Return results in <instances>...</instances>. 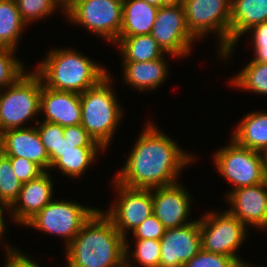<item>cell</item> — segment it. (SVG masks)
Instances as JSON below:
<instances>
[{
  "label": "cell",
  "instance_id": "e0dca14e",
  "mask_svg": "<svg viewBox=\"0 0 267 267\" xmlns=\"http://www.w3.org/2000/svg\"><path fill=\"white\" fill-rule=\"evenodd\" d=\"M49 171H45L38 178L22 185L17 199L9 207V217L16 224L23 225L36 213L40 212L54 198V183Z\"/></svg>",
  "mask_w": 267,
  "mask_h": 267
},
{
  "label": "cell",
  "instance_id": "f35d334b",
  "mask_svg": "<svg viewBox=\"0 0 267 267\" xmlns=\"http://www.w3.org/2000/svg\"><path fill=\"white\" fill-rule=\"evenodd\" d=\"M4 211L9 212V208L7 206L0 205V241H1L0 243L1 244H3L2 243L3 239H1V238L3 237L4 233L6 232L5 228L7 227L6 223H5L6 221H5V218H4L5 216L3 215Z\"/></svg>",
  "mask_w": 267,
  "mask_h": 267
},
{
  "label": "cell",
  "instance_id": "4fadbf2b",
  "mask_svg": "<svg viewBox=\"0 0 267 267\" xmlns=\"http://www.w3.org/2000/svg\"><path fill=\"white\" fill-rule=\"evenodd\" d=\"M201 249L200 218L182 227L166 229L160 239L159 267H183Z\"/></svg>",
  "mask_w": 267,
  "mask_h": 267
},
{
  "label": "cell",
  "instance_id": "60d3db41",
  "mask_svg": "<svg viewBox=\"0 0 267 267\" xmlns=\"http://www.w3.org/2000/svg\"><path fill=\"white\" fill-rule=\"evenodd\" d=\"M62 10L61 12H64L75 2V0H54Z\"/></svg>",
  "mask_w": 267,
  "mask_h": 267
},
{
  "label": "cell",
  "instance_id": "1f68e13d",
  "mask_svg": "<svg viewBox=\"0 0 267 267\" xmlns=\"http://www.w3.org/2000/svg\"><path fill=\"white\" fill-rule=\"evenodd\" d=\"M234 258L222 254L210 253L201 249L183 267H241Z\"/></svg>",
  "mask_w": 267,
  "mask_h": 267
},
{
  "label": "cell",
  "instance_id": "7bdbcfd3",
  "mask_svg": "<svg viewBox=\"0 0 267 267\" xmlns=\"http://www.w3.org/2000/svg\"><path fill=\"white\" fill-rule=\"evenodd\" d=\"M241 267H257L256 265H251V264H245V265H242ZM262 267V266H261ZM266 267V266H265Z\"/></svg>",
  "mask_w": 267,
  "mask_h": 267
},
{
  "label": "cell",
  "instance_id": "83f0119b",
  "mask_svg": "<svg viewBox=\"0 0 267 267\" xmlns=\"http://www.w3.org/2000/svg\"><path fill=\"white\" fill-rule=\"evenodd\" d=\"M22 185L14 173L10 158L0 151V202L9 208L17 199Z\"/></svg>",
  "mask_w": 267,
  "mask_h": 267
},
{
  "label": "cell",
  "instance_id": "52a82bcc",
  "mask_svg": "<svg viewBox=\"0 0 267 267\" xmlns=\"http://www.w3.org/2000/svg\"><path fill=\"white\" fill-rule=\"evenodd\" d=\"M248 229L228 210L222 213L205 212V215L200 218L202 249L210 253L234 257L241 265L249 264L244 261V258L242 260L237 252L247 239Z\"/></svg>",
  "mask_w": 267,
  "mask_h": 267
},
{
  "label": "cell",
  "instance_id": "cb8c5ba5",
  "mask_svg": "<svg viewBox=\"0 0 267 267\" xmlns=\"http://www.w3.org/2000/svg\"><path fill=\"white\" fill-rule=\"evenodd\" d=\"M115 45L120 48L122 62H147L165 55L151 34L119 37Z\"/></svg>",
  "mask_w": 267,
  "mask_h": 267
},
{
  "label": "cell",
  "instance_id": "9c48e42d",
  "mask_svg": "<svg viewBox=\"0 0 267 267\" xmlns=\"http://www.w3.org/2000/svg\"><path fill=\"white\" fill-rule=\"evenodd\" d=\"M123 0H75L64 12L69 22L115 44L120 37Z\"/></svg>",
  "mask_w": 267,
  "mask_h": 267
},
{
  "label": "cell",
  "instance_id": "d4e9b609",
  "mask_svg": "<svg viewBox=\"0 0 267 267\" xmlns=\"http://www.w3.org/2000/svg\"><path fill=\"white\" fill-rule=\"evenodd\" d=\"M27 26L15 0H0V47L17 50L20 37Z\"/></svg>",
  "mask_w": 267,
  "mask_h": 267
},
{
  "label": "cell",
  "instance_id": "ab89813d",
  "mask_svg": "<svg viewBox=\"0 0 267 267\" xmlns=\"http://www.w3.org/2000/svg\"><path fill=\"white\" fill-rule=\"evenodd\" d=\"M143 1L149 3L150 5H153V6L159 8V7H163V6L169 5V4L173 3L176 0H143Z\"/></svg>",
  "mask_w": 267,
  "mask_h": 267
},
{
  "label": "cell",
  "instance_id": "ac0fdd59",
  "mask_svg": "<svg viewBox=\"0 0 267 267\" xmlns=\"http://www.w3.org/2000/svg\"><path fill=\"white\" fill-rule=\"evenodd\" d=\"M0 151L6 156L26 158L44 171H50V159L36 127L12 128L0 133Z\"/></svg>",
  "mask_w": 267,
  "mask_h": 267
},
{
  "label": "cell",
  "instance_id": "6da1fadb",
  "mask_svg": "<svg viewBox=\"0 0 267 267\" xmlns=\"http://www.w3.org/2000/svg\"><path fill=\"white\" fill-rule=\"evenodd\" d=\"M126 164L113 179L119 184L136 189H154L178 182L181 171L195 155L178 146L151 121L143 127ZM175 141V142H174Z\"/></svg>",
  "mask_w": 267,
  "mask_h": 267
},
{
  "label": "cell",
  "instance_id": "484cf974",
  "mask_svg": "<svg viewBox=\"0 0 267 267\" xmlns=\"http://www.w3.org/2000/svg\"><path fill=\"white\" fill-rule=\"evenodd\" d=\"M234 88L267 95V64L250 61L229 82Z\"/></svg>",
  "mask_w": 267,
  "mask_h": 267
},
{
  "label": "cell",
  "instance_id": "603a6c76",
  "mask_svg": "<svg viewBox=\"0 0 267 267\" xmlns=\"http://www.w3.org/2000/svg\"><path fill=\"white\" fill-rule=\"evenodd\" d=\"M231 139L238 145L262 152L267 148V112L247 113L233 130Z\"/></svg>",
  "mask_w": 267,
  "mask_h": 267
},
{
  "label": "cell",
  "instance_id": "b9f144b4",
  "mask_svg": "<svg viewBox=\"0 0 267 267\" xmlns=\"http://www.w3.org/2000/svg\"><path fill=\"white\" fill-rule=\"evenodd\" d=\"M262 155H263L265 169H266V172H267V148L264 151H262Z\"/></svg>",
  "mask_w": 267,
  "mask_h": 267
},
{
  "label": "cell",
  "instance_id": "8d00e7d4",
  "mask_svg": "<svg viewBox=\"0 0 267 267\" xmlns=\"http://www.w3.org/2000/svg\"><path fill=\"white\" fill-rule=\"evenodd\" d=\"M250 32L252 35V45H267V21L251 27L246 31V34H250Z\"/></svg>",
  "mask_w": 267,
  "mask_h": 267
},
{
  "label": "cell",
  "instance_id": "5b68a950",
  "mask_svg": "<svg viewBox=\"0 0 267 267\" xmlns=\"http://www.w3.org/2000/svg\"><path fill=\"white\" fill-rule=\"evenodd\" d=\"M43 82L35 72L24 73L15 83L0 90V133L12 128H25L30 120L39 121L40 95ZM36 115V116H35Z\"/></svg>",
  "mask_w": 267,
  "mask_h": 267
},
{
  "label": "cell",
  "instance_id": "e575fe53",
  "mask_svg": "<svg viewBox=\"0 0 267 267\" xmlns=\"http://www.w3.org/2000/svg\"><path fill=\"white\" fill-rule=\"evenodd\" d=\"M4 252L6 260H4V267H40V265L35 262L31 257L26 255L24 252L19 249L11 247L10 244H5ZM32 259V260H31Z\"/></svg>",
  "mask_w": 267,
  "mask_h": 267
},
{
  "label": "cell",
  "instance_id": "277c9868",
  "mask_svg": "<svg viewBox=\"0 0 267 267\" xmlns=\"http://www.w3.org/2000/svg\"><path fill=\"white\" fill-rule=\"evenodd\" d=\"M111 77L109 73L98 85L80 94L81 125L105 150L113 141L124 114Z\"/></svg>",
  "mask_w": 267,
  "mask_h": 267
},
{
  "label": "cell",
  "instance_id": "4316f807",
  "mask_svg": "<svg viewBox=\"0 0 267 267\" xmlns=\"http://www.w3.org/2000/svg\"><path fill=\"white\" fill-rule=\"evenodd\" d=\"M135 249H131L127 239H125V266L136 267V265H130L131 260L137 262L139 267H159L161 252H160V240L154 239H135ZM132 257H131V256ZM141 265V266H140Z\"/></svg>",
  "mask_w": 267,
  "mask_h": 267
},
{
  "label": "cell",
  "instance_id": "74e56055",
  "mask_svg": "<svg viewBox=\"0 0 267 267\" xmlns=\"http://www.w3.org/2000/svg\"><path fill=\"white\" fill-rule=\"evenodd\" d=\"M254 47V57L252 61L267 64V45H252Z\"/></svg>",
  "mask_w": 267,
  "mask_h": 267
},
{
  "label": "cell",
  "instance_id": "f546056e",
  "mask_svg": "<svg viewBox=\"0 0 267 267\" xmlns=\"http://www.w3.org/2000/svg\"><path fill=\"white\" fill-rule=\"evenodd\" d=\"M24 22L29 26L53 14L59 5L54 0H15Z\"/></svg>",
  "mask_w": 267,
  "mask_h": 267
},
{
  "label": "cell",
  "instance_id": "d6986e66",
  "mask_svg": "<svg viewBox=\"0 0 267 267\" xmlns=\"http://www.w3.org/2000/svg\"><path fill=\"white\" fill-rule=\"evenodd\" d=\"M43 121L66 127L81 124L80 94L71 91H58L42 85L40 114Z\"/></svg>",
  "mask_w": 267,
  "mask_h": 267
},
{
  "label": "cell",
  "instance_id": "44dd1931",
  "mask_svg": "<svg viewBox=\"0 0 267 267\" xmlns=\"http://www.w3.org/2000/svg\"><path fill=\"white\" fill-rule=\"evenodd\" d=\"M166 54L152 61L147 62H122L124 72L123 83L138 91H152L162 86L168 78V66Z\"/></svg>",
  "mask_w": 267,
  "mask_h": 267
},
{
  "label": "cell",
  "instance_id": "5bb4252c",
  "mask_svg": "<svg viewBox=\"0 0 267 267\" xmlns=\"http://www.w3.org/2000/svg\"><path fill=\"white\" fill-rule=\"evenodd\" d=\"M229 209L246 227L267 230V179L226 193Z\"/></svg>",
  "mask_w": 267,
  "mask_h": 267
},
{
  "label": "cell",
  "instance_id": "30bf717a",
  "mask_svg": "<svg viewBox=\"0 0 267 267\" xmlns=\"http://www.w3.org/2000/svg\"><path fill=\"white\" fill-rule=\"evenodd\" d=\"M185 11L189 31L199 40L208 32L218 39V54L230 47L232 0H179Z\"/></svg>",
  "mask_w": 267,
  "mask_h": 267
},
{
  "label": "cell",
  "instance_id": "ba28073f",
  "mask_svg": "<svg viewBox=\"0 0 267 267\" xmlns=\"http://www.w3.org/2000/svg\"><path fill=\"white\" fill-rule=\"evenodd\" d=\"M57 200L49 202L23 226L63 238L66 248L98 208Z\"/></svg>",
  "mask_w": 267,
  "mask_h": 267
},
{
  "label": "cell",
  "instance_id": "7a4b0ae2",
  "mask_svg": "<svg viewBox=\"0 0 267 267\" xmlns=\"http://www.w3.org/2000/svg\"><path fill=\"white\" fill-rule=\"evenodd\" d=\"M65 249L67 267L125 266V238L101 208Z\"/></svg>",
  "mask_w": 267,
  "mask_h": 267
},
{
  "label": "cell",
  "instance_id": "7402d4cb",
  "mask_svg": "<svg viewBox=\"0 0 267 267\" xmlns=\"http://www.w3.org/2000/svg\"><path fill=\"white\" fill-rule=\"evenodd\" d=\"M158 10L143 0H123L120 37L149 35Z\"/></svg>",
  "mask_w": 267,
  "mask_h": 267
},
{
  "label": "cell",
  "instance_id": "4dcf8cb0",
  "mask_svg": "<svg viewBox=\"0 0 267 267\" xmlns=\"http://www.w3.org/2000/svg\"><path fill=\"white\" fill-rule=\"evenodd\" d=\"M35 126L40 136L41 142L47 154L59 153L61 137H64V127L56 123L38 121Z\"/></svg>",
  "mask_w": 267,
  "mask_h": 267
},
{
  "label": "cell",
  "instance_id": "d590c367",
  "mask_svg": "<svg viewBox=\"0 0 267 267\" xmlns=\"http://www.w3.org/2000/svg\"><path fill=\"white\" fill-rule=\"evenodd\" d=\"M63 134L72 142H96L81 124L64 127Z\"/></svg>",
  "mask_w": 267,
  "mask_h": 267
},
{
  "label": "cell",
  "instance_id": "f1b7e54d",
  "mask_svg": "<svg viewBox=\"0 0 267 267\" xmlns=\"http://www.w3.org/2000/svg\"><path fill=\"white\" fill-rule=\"evenodd\" d=\"M15 51L11 48L0 47V90L15 83L27 72L23 62L16 58Z\"/></svg>",
  "mask_w": 267,
  "mask_h": 267
},
{
  "label": "cell",
  "instance_id": "7c38bea8",
  "mask_svg": "<svg viewBox=\"0 0 267 267\" xmlns=\"http://www.w3.org/2000/svg\"><path fill=\"white\" fill-rule=\"evenodd\" d=\"M117 194L116 202L109 210L103 211L113 222L115 228L127 239V233L139 226L153 214L151 189L125 187L115 180L112 181ZM119 197V198H118Z\"/></svg>",
  "mask_w": 267,
  "mask_h": 267
},
{
  "label": "cell",
  "instance_id": "8992f818",
  "mask_svg": "<svg viewBox=\"0 0 267 267\" xmlns=\"http://www.w3.org/2000/svg\"><path fill=\"white\" fill-rule=\"evenodd\" d=\"M230 144L217 149L213 162L217 172L222 175L232 190L254 186L267 179L262 152L238 145L230 138Z\"/></svg>",
  "mask_w": 267,
  "mask_h": 267
},
{
  "label": "cell",
  "instance_id": "ffe728a7",
  "mask_svg": "<svg viewBox=\"0 0 267 267\" xmlns=\"http://www.w3.org/2000/svg\"><path fill=\"white\" fill-rule=\"evenodd\" d=\"M265 21H267V0H232L230 47L218 54L219 57L228 60L246 31Z\"/></svg>",
  "mask_w": 267,
  "mask_h": 267
},
{
  "label": "cell",
  "instance_id": "9a60e30c",
  "mask_svg": "<svg viewBox=\"0 0 267 267\" xmlns=\"http://www.w3.org/2000/svg\"><path fill=\"white\" fill-rule=\"evenodd\" d=\"M174 183L151 189L153 214L166 229L178 228L191 222L192 199L184 185Z\"/></svg>",
  "mask_w": 267,
  "mask_h": 267
},
{
  "label": "cell",
  "instance_id": "3957f363",
  "mask_svg": "<svg viewBox=\"0 0 267 267\" xmlns=\"http://www.w3.org/2000/svg\"><path fill=\"white\" fill-rule=\"evenodd\" d=\"M34 71L43 85L58 91L84 93L109 75L106 67L71 48H53Z\"/></svg>",
  "mask_w": 267,
  "mask_h": 267
},
{
  "label": "cell",
  "instance_id": "2e32d148",
  "mask_svg": "<svg viewBox=\"0 0 267 267\" xmlns=\"http://www.w3.org/2000/svg\"><path fill=\"white\" fill-rule=\"evenodd\" d=\"M102 151L105 149L97 142H72L67 136L61 137L59 153L49 156L50 170L58 168L61 175L77 179L85 174Z\"/></svg>",
  "mask_w": 267,
  "mask_h": 267
},
{
  "label": "cell",
  "instance_id": "8fae6325",
  "mask_svg": "<svg viewBox=\"0 0 267 267\" xmlns=\"http://www.w3.org/2000/svg\"><path fill=\"white\" fill-rule=\"evenodd\" d=\"M150 34L162 50L173 59L190 55L193 43L198 41L189 31L184 7L179 0L159 7Z\"/></svg>",
  "mask_w": 267,
  "mask_h": 267
},
{
  "label": "cell",
  "instance_id": "d6a6232c",
  "mask_svg": "<svg viewBox=\"0 0 267 267\" xmlns=\"http://www.w3.org/2000/svg\"><path fill=\"white\" fill-rule=\"evenodd\" d=\"M14 173L24 184L30 180L38 178L45 171L36 163L22 157L8 156Z\"/></svg>",
  "mask_w": 267,
  "mask_h": 267
},
{
  "label": "cell",
  "instance_id": "836d02e7",
  "mask_svg": "<svg viewBox=\"0 0 267 267\" xmlns=\"http://www.w3.org/2000/svg\"><path fill=\"white\" fill-rule=\"evenodd\" d=\"M166 228L157 219L154 214L147 217L139 226L134 230L130 231L133 238L144 240V239H154L160 240L165 233Z\"/></svg>",
  "mask_w": 267,
  "mask_h": 267
}]
</instances>
